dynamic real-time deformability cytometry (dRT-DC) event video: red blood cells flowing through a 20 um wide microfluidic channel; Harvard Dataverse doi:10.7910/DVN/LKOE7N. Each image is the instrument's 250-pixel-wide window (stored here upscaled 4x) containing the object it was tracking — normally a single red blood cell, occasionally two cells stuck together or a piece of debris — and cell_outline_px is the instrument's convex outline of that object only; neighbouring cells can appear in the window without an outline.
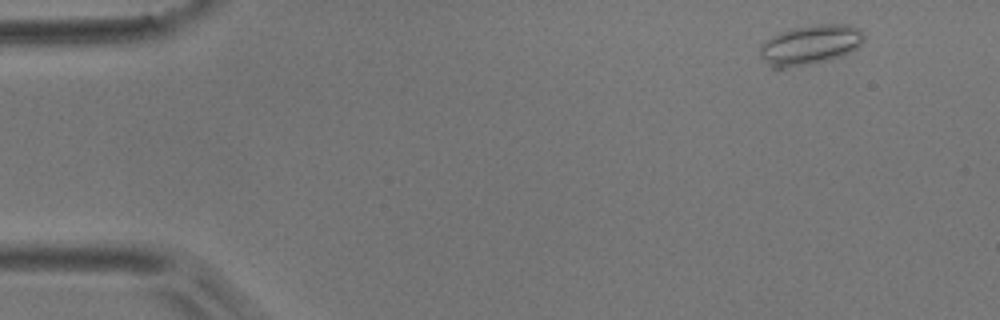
{"species": "common noctule bat (a hibernating species)", "species_latin": "Nyctalus noctula", "temperature_condition": "room temperature", "stored_images_in_passage": 4, "camera_frame_rate_fps": 3000, "um_per_image_px": 0.085, "animal": {"sex": "male", "body_mass_g": 17.9}, "frame": {"image": 1, "passage_image": 1, "time_ms": 0.0, "image_size_px": [1000, 320], "cell_outline_px": [[864, 36], [860, 44], [856, 48], [840, 56], [824, 60], [784, 68], [772, 68], [760, 56], [760, 44], [764, 40], [780, 32], [792, 28], [824, 24], [852, 24], [860, 28]], "centroid_in_image_um": [68.84, 3.78], "position_along_channel_um": 16.2, "area_um2": 23.7}}